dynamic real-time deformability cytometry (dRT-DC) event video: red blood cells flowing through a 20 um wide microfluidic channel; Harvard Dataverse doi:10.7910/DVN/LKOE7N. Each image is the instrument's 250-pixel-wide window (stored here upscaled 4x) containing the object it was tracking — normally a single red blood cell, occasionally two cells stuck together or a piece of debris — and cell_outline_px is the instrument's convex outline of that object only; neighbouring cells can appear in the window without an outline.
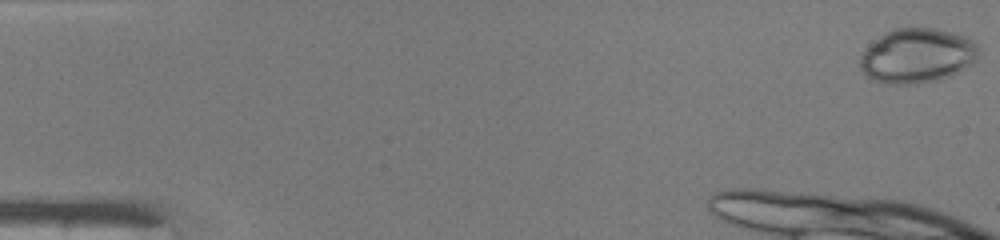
{"species": "common noctule bat (a hibernating species)", "species_latin": "Nyctalus noctula", "temperature_condition": "warm", "stored_images_in_passage": 17, "camera_frame_rate_fps": 3000, "um_per_image_px": 0.085, "animal": {"sex": "male", "body_mass_g": 19.0, "forearm_length_mm": 50.8}, "frame": {"image": 1, "passage_image": 1, "time_ms": 0.0, "image_size_px": [1000, 240], "cell_outline_px": [[980, 56], [972, 64], [960, 72], [940, 80], [916, 84], [888, 84], [872, 80], [860, 68], [860, 52], [864, 48], [884, 32], [896, 28], [936, 28], [952, 32], [964, 36], [972, 40], [980, 48]], "centroid_in_image_um": [77.97, 4.74], "position_along_channel_um": 7.0, "area_um2": 38.38}}